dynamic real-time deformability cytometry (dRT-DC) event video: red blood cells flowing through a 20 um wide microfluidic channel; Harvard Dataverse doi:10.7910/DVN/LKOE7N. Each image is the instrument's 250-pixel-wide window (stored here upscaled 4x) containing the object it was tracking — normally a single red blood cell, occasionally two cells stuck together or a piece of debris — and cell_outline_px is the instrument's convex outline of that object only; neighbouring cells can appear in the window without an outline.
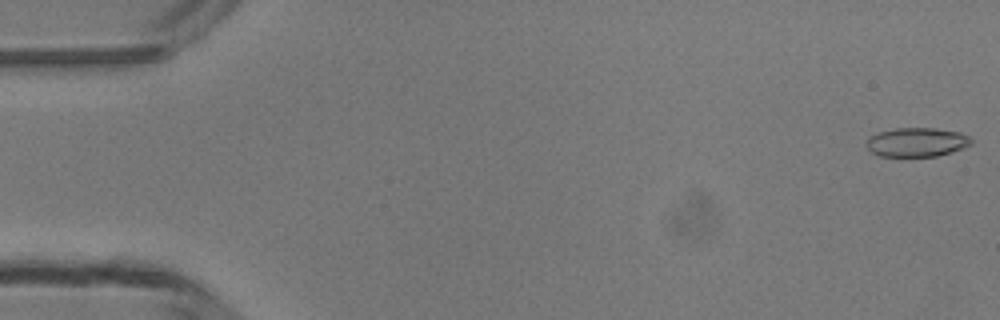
{"species": "common noctule bat (a hibernating species)", "species_latin": "Nyctalus noctula", "temperature_condition": "room temperature", "stored_images_in_passage": 8, "camera_frame_rate_fps": 3000, "um_per_image_px": 0.085, "animal": {"sex": "male", "body_mass_g": 13.3}, "frame": {"image": 1, "passage_image": 1, "time_ms": 0.0, "image_size_px": [1000, 320], "cell_outline_px": [[972, 144], [964, 148], [952, 152], [936, 156], [880, 156], [872, 152], [864, 144], [872, 136], [880, 132], [896, 128], [936, 128], [960, 132], [968, 136], [972, 140]], "centroid_in_image_um": [77.96, 12.09], "position_along_channel_um": 7.0, "area_um2": 17.69}}